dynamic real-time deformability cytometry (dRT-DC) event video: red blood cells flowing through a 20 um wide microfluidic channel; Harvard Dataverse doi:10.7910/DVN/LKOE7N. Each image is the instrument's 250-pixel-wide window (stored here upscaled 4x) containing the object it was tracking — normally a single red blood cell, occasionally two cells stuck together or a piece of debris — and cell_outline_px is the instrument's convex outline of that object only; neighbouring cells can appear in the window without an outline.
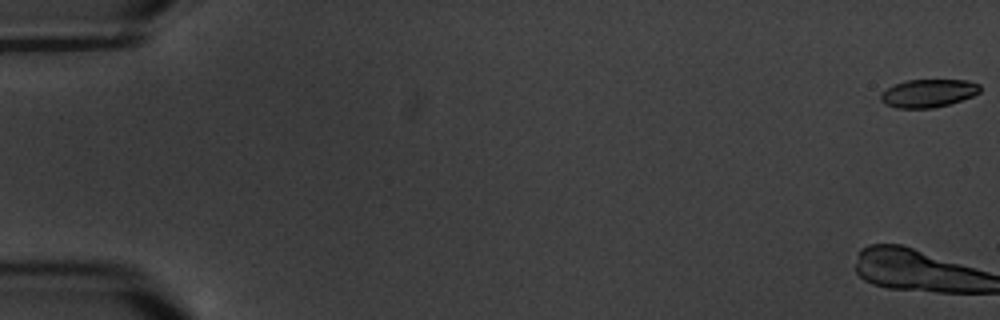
{"species": "common noctule bat (a hibernating species)", "species_latin": "Nyctalus noctula", "temperature_condition": "warm", "stored_images_in_passage": 8, "camera_frame_rate_fps": 3000, "um_per_image_px": 0.085, "animal": {"sex": "male", "body_mass_g": 20.1, "forearm_length_mm": 53.5}, "frame": {"image": 1, "passage_image": 1, "time_ms": 0.0, "image_size_px": [1000, 320], "cell_outline_px": [[980, 92], [972, 96], [948, 104], [932, 108], [896, 108], [884, 104], [880, 100], [880, 96], [888, 88], [896, 84], [908, 80], [968, 80], [980, 84]], "centroid_in_image_um": [78.91, 7.92], "position_along_channel_um": 6.1, "area_um2": 16.07}}